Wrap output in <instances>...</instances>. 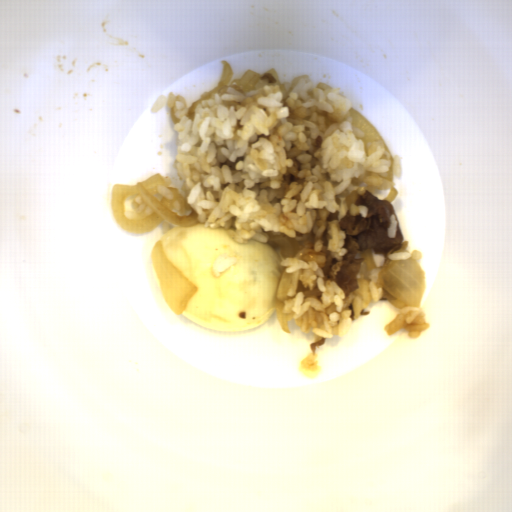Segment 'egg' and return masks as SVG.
Segmentation results:
<instances>
[{"mask_svg": "<svg viewBox=\"0 0 512 512\" xmlns=\"http://www.w3.org/2000/svg\"><path fill=\"white\" fill-rule=\"evenodd\" d=\"M159 241L165 257L198 287L181 314L191 322L242 332L277 312L276 290L285 271L280 247L252 239L239 244L228 231L201 222L173 225Z\"/></svg>", "mask_w": 512, "mask_h": 512, "instance_id": "obj_1", "label": "egg"}]
</instances>
